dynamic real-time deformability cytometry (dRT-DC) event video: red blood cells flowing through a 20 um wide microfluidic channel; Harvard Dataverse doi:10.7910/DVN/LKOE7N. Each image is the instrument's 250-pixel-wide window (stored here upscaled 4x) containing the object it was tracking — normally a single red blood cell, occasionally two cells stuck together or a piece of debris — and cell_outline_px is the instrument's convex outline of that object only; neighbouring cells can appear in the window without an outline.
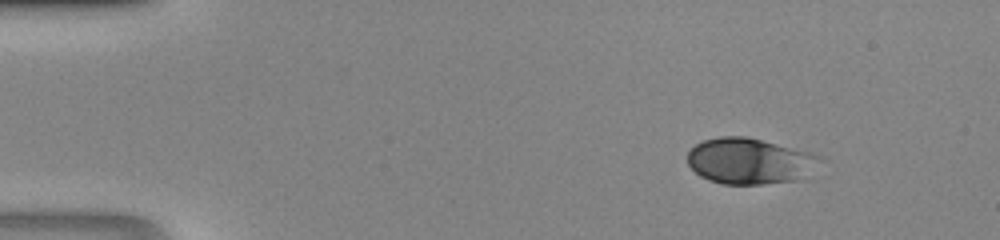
{"species": "human", "species_latin": "Homo sapiens", "temperature_condition": "room temperature", "stored_images_in_passage": 41, "camera_frame_rate_fps": 3000, "um_per_image_px": 0.085, "donor": {"sex": "male"}, "frame": {"image": 1, "passage_image": 1, "time_ms": 0.0, "image_size_px": [1000, 240], "cell_outline_px": [[828, 160], [792, 180], [760, 184], [724, 184], [708, 180], [700, 176], [688, 164], [688, 152], [696, 144], [704, 140], [720, 136], [744, 136], [812, 152], [824, 156]], "centroid_in_image_um": [63.73, 13.67], "position_along_channel_um": 21.3, "area_um2": 35.26}}
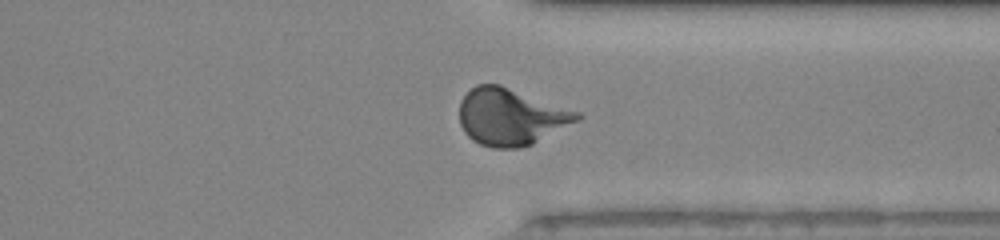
{"frame": {"image": 2, "passage_image": 31, "time_ms": 10.0, "image_size_px": [1000, 240], "cell_outline_px": [[584, 116], [532, 144], [520, 148], [492, 148], [480, 144], [472, 140], [464, 132], [460, 124], [460, 100], [476, 84], [500, 84], [580, 112]], "centroid_in_image_um": [43.39, 9.92], "position_along_channel_um": 368.0, "area_um2": 38.73}}
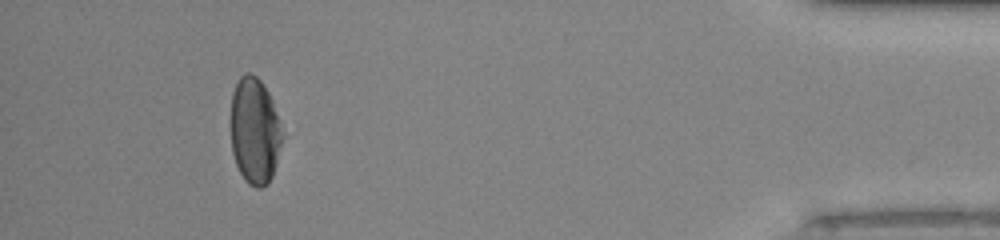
{"frame": {"image": 3, "passage_image": 38, "time_ms": 12.333, "image_size_px": [1000, 240], "cell_outline_px": [[284, 136], [276, 164], [272, 176], [268, 184], [260, 188], [256, 188], [248, 184], [244, 180], [236, 164], [232, 152], [232, 92], [240, 76], [244, 72], [252, 72], [260, 80], [268, 92], [272, 100]], "centroid_in_image_um": [21.66, 11.14], "position_along_channel_um": 413.5, "area_um2": 31.96}}